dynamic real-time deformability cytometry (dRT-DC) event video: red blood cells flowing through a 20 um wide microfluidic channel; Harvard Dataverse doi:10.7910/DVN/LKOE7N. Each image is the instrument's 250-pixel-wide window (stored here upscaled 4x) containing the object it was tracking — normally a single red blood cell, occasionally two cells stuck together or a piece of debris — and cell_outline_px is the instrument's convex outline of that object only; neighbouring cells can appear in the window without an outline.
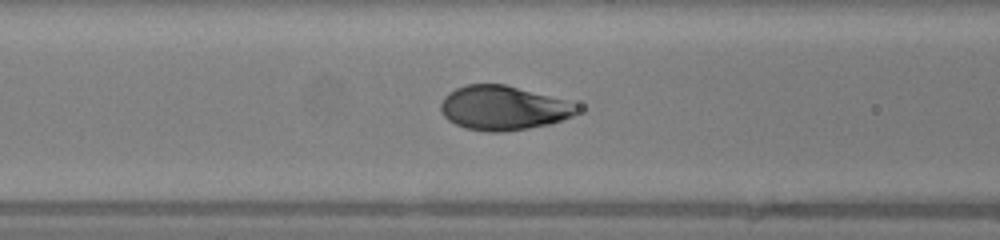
{"species": "human", "species_latin": "Homo sapiens", "temperature_condition": "warm", "stored_images_in_passage": 45, "camera_frame_rate_fps": 3000, "um_per_image_px": 0.085, "donor": {"sex": "female"}, "frame": {"image": 1, "passage_image": 18, "time_ms": 5.667, "image_size_px": [1000, 240], "cell_outline_px": [[576, 112], [572, 116], [548, 124], [528, 128], [504, 132], [488, 132], [464, 128], [448, 120], [444, 116], [440, 108], [440, 104], [444, 96], [448, 92], [464, 84], [504, 84], [564, 100], [572, 104], [576, 108]], "centroid_in_image_um": [42.67, 9.18], "position_along_channel_um": 123.9, "area_um2": 34.74}}
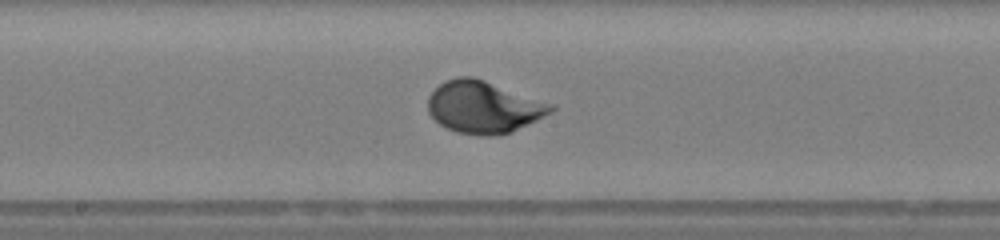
{"frame": {"image": 2, "passage_image": 24, "time_ms": 7.667, "image_size_px": [1000, 240], "cell_outline_px": [[556, 108], [552, 112], [512, 132], [492, 136], [484, 136], [456, 132], [440, 124], [428, 112], [428, 96], [444, 80], [456, 76], [472, 76], [556, 104]], "centroid_in_image_um": [41.13, 9.09], "position_along_channel_um": 207.1, "area_um2": 37.45}}
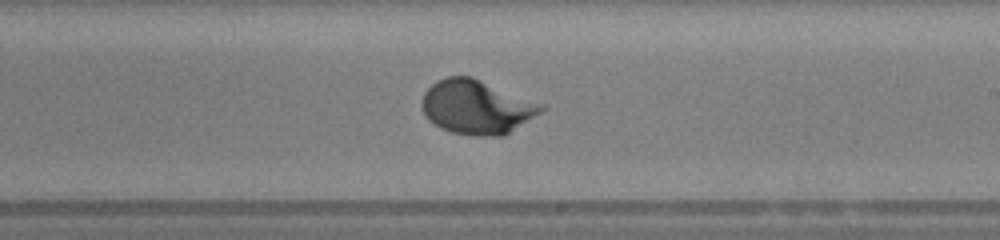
{"frame": {"image": 3, "passage_image": 27, "time_ms": 8.667, "image_size_px": [1000, 240], "cell_outline_px": [[544, 108], [540, 112], [504, 136], [476, 136], [452, 132], [440, 128], [428, 120], [420, 104], [424, 92], [436, 80], [448, 76], [472, 76], [544, 104]], "centroid_in_image_um": [40.48, 9.09], "position_along_channel_um": 248.5, "area_um2": 37.63}}